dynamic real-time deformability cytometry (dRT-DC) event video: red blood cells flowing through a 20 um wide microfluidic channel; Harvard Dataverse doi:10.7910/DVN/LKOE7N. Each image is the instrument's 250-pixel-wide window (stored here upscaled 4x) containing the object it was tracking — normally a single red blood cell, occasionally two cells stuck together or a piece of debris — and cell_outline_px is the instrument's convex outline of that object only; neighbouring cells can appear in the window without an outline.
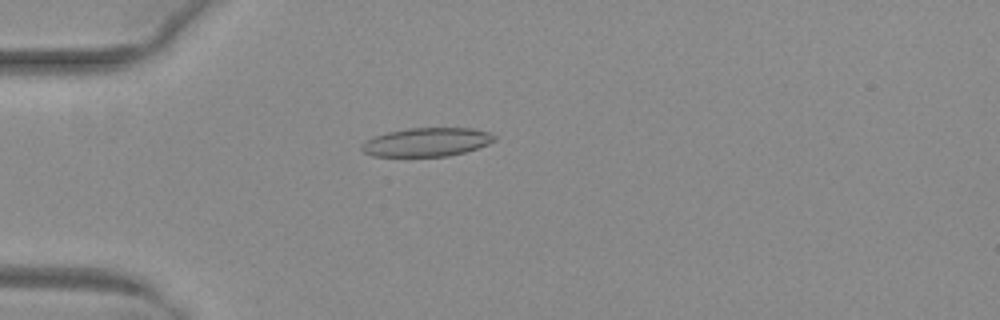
{"species": "common noctule bat (a hibernating species)", "species_latin": "Nyctalus noctula", "temperature_condition": "warm", "stored_images_in_passage": 37, "camera_frame_rate_fps": 3000, "um_per_image_px": 0.085, "animal": {"sex": "female", "body_mass_g": 29.2, "forearm_length_mm": 56.3}, "frame": {"image": 1, "passage_image": 5, "time_ms": 1.333, "image_size_px": [1000, 320], "cell_outline_px": [[496, 140], [488, 144], [464, 152], [448, 156], [372, 156], [364, 152], [360, 148], [368, 140], [376, 136], [388, 132], [408, 128], [472, 128], [488, 132], [496, 136]], "centroid_in_image_um": [36.31, 12.07], "position_along_channel_um": 48.7, "area_um2": 21.91}}
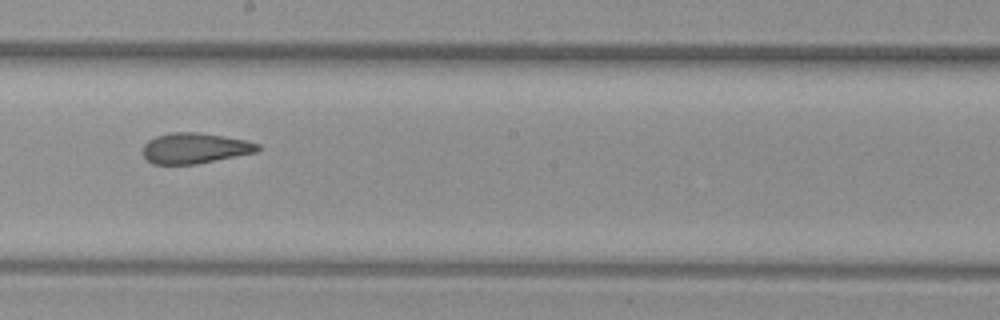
{"frame": {"image": 2, "passage_image": 20, "time_ms": 6.333, "image_size_px": [1000, 320], "cell_outline_px": [[260, 148], [256, 152], [196, 164], [152, 164], [144, 156], [144, 144], [148, 140], [156, 136], [172, 132], [200, 132], [244, 140], [260, 144]], "centroid_in_image_um": [16.55, 12.59], "position_along_channel_um": 231.7, "area_um2": 20.29}}
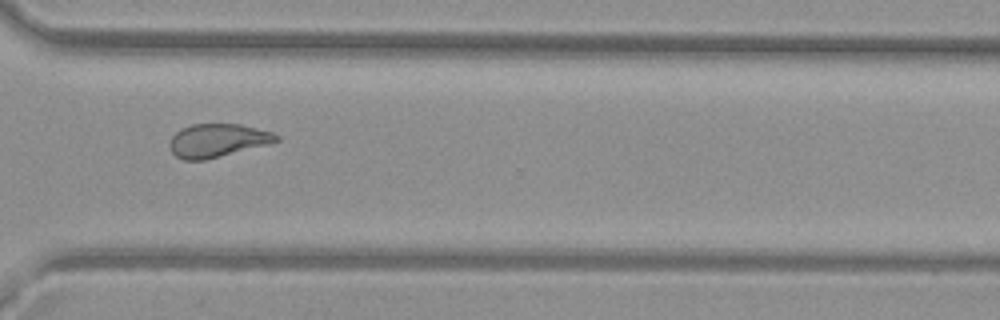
{"frame": {"image": 3, "passage_image": 29, "time_ms": 9.333, "image_size_px": [1000, 320], "cell_outline_px": [[280, 140], [268, 144], [204, 160], [184, 160], [176, 156], [172, 152], [168, 144], [172, 136], [180, 128], [192, 124], [240, 124], [272, 132], [280, 136]], "centroid_in_image_um": [18.46, 11.93], "position_along_channel_um": 352.1, "area_um2": 20.63}, "authors_computed_cell_mechanics": {"area_um2": 20.9814, "velocity_mm_per_s": 4.0167, "shape_relaxation_time_tau1_ms": null, "shape_relaxation_time_tau2_ms": 1.8968, "deformation_change_tau1": null, "deformation_change_tau2": 0.1025}}